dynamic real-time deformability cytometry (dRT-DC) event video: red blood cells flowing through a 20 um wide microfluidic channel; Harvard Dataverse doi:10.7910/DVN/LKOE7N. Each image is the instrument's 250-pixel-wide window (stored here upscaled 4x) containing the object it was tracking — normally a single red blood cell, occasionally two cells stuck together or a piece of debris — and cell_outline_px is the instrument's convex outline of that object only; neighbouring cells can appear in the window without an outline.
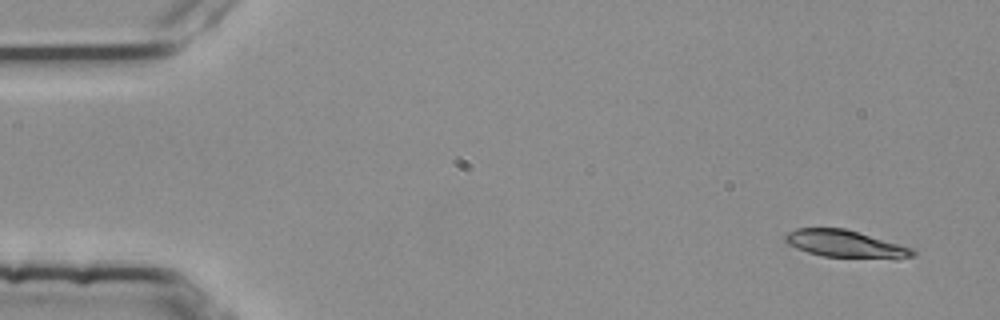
{"species": "common noctule bat (a hibernating species)", "species_latin": "Nyctalus noctula", "temperature_condition": "room temperature", "stored_images_in_passage": 4, "camera_frame_rate_fps": 3000, "um_per_image_px": 0.085, "animal": {"sex": "female", "body_mass_g": 25.1}, "frame": {"image": 1, "passage_image": 1, "time_ms": 0.0, "image_size_px": [1000, 320], "cell_outline_px": [[916, 256], [824, 256], [808, 252], [796, 248], [788, 244], [784, 240], [784, 236], [788, 232], [796, 228], [844, 228], [912, 248], [916, 252]], "centroid_in_image_um": [71.71, 20.68], "position_along_channel_um": 13.3, "area_um2": 19.13}}
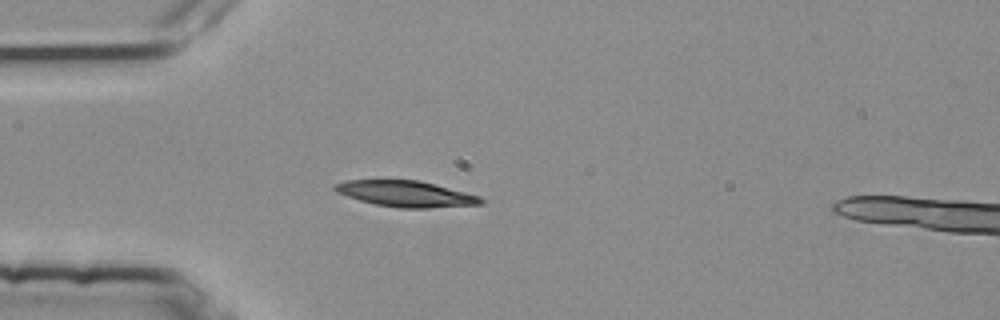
{"frame": {"image": 2, "passage_image": 4, "time_ms": 1.0, "image_size_px": [1000, 320], "cell_outline_px": [[484, 204], [428, 208], [400, 208], [376, 204], [360, 200], [336, 192], [332, 188], [332, 184], [344, 180], [420, 180], [480, 196], [484, 200]], "centroid_in_image_um": [34.49, 16.47], "position_along_channel_um": 50.5, "area_um2": 22.14}}